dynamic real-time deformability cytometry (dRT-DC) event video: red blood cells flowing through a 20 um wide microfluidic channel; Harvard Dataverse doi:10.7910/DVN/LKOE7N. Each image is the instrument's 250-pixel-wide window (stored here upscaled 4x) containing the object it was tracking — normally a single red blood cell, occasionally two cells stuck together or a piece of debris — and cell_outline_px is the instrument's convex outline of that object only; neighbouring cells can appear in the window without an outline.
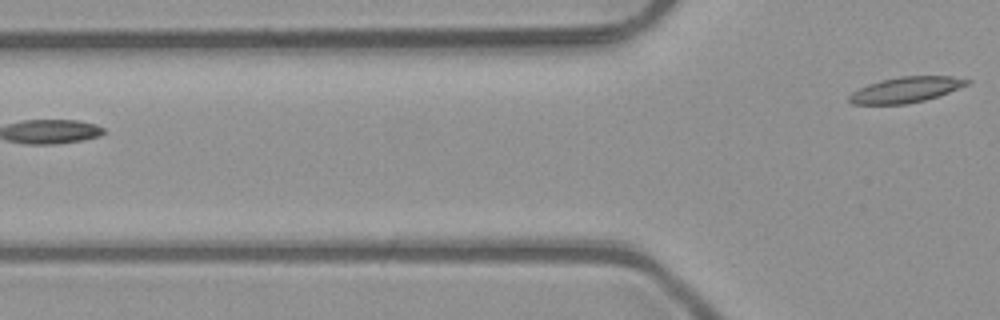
{"species": "common noctule bat (a hibernating species)", "species_latin": "Nyctalus noctula", "temperature_condition": "room temperature", "stored_images_in_passage": 6, "camera_frame_rate_fps": 3000, "um_per_image_px": 0.085, "animal": {"sex": "male", "body_mass_g": 23.1, "forearm_length_mm": 52.7}, "frame": {"image": 1, "passage_image": 6, "time_ms": 1.667, "image_size_px": [1000, 320], "cell_outline_px": [[972, 80], [968, 84], [940, 96], [924, 100], [904, 104], [852, 104], [848, 100], [848, 96], [852, 92], [868, 84], [880, 80], [900, 76], [952, 76]], "centroid_in_image_um": [77.01, 7.62], "position_along_channel_um": 48.8, "area_um2": 17.57}}